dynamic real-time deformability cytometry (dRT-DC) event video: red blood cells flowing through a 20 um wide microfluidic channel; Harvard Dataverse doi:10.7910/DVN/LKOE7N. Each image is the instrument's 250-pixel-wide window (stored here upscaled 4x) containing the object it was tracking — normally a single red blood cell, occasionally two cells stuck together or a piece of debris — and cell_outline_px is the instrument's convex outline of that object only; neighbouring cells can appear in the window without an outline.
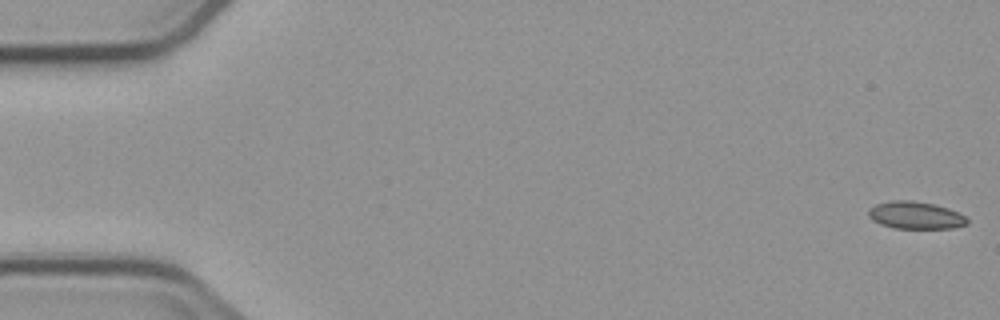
{"species": "common noctule bat (a hibernating species)", "species_latin": "Nyctalus noctula", "temperature_condition": "cold", "stored_images_in_passage": 4, "segment_of_instrument_passage": [2, 2], "camera_frame_rate_fps": 3000, "um_per_image_px": 0.085, "animal": {"sex": "male", "body_mass_g": 23.1, "forearm_length_mm": 52.7}, "frame": {"image": 1, "passage_image": 4, "time_ms": 4.333, "image_size_px": [1000, 320], "cell_outline_px": [[968, 224], [952, 228], [896, 228], [880, 224], [872, 220], [868, 216], [868, 208], [876, 204], [892, 200], [908, 200], [936, 204], [948, 208], [964, 216], [968, 220]], "centroid_in_image_um": [77.79, 18.29], "position_along_channel_um": 7.2, "area_um2": 15.72}}